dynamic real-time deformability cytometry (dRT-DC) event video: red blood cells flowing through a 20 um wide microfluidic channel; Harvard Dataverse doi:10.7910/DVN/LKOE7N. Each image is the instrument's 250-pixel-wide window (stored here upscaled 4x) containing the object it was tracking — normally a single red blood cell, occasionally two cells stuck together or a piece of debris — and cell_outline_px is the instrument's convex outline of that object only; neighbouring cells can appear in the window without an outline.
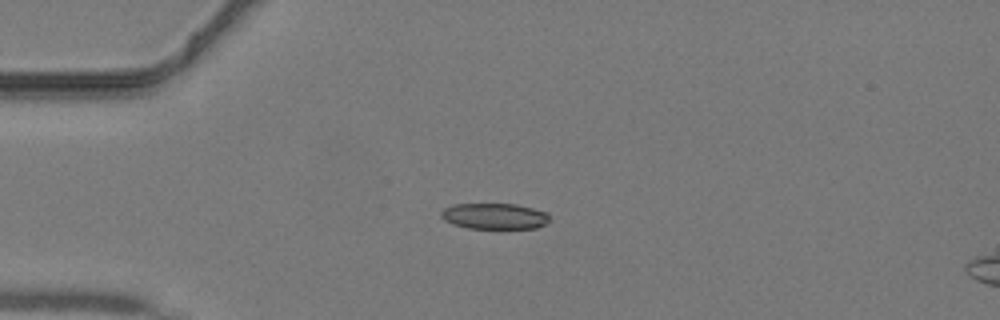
{"species": "common noctule bat (a hibernating species)", "species_latin": "Nyctalus noctula", "temperature_condition": "warm", "stored_images_in_passage": 33, "camera_frame_rate_fps": 3000, "um_per_image_px": 0.085, "animal": {"sex": "male", "body_mass_g": 19.2, "forearm_length_mm": 51.8}, "frame": {"image": 1, "passage_image": 1, "time_ms": 0.0, "image_size_px": [1000, 320], "cell_outline_px": [[552, 220], [548, 224], [536, 228], [468, 228], [452, 224], [444, 220], [440, 216], [440, 212], [444, 208], [452, 204], [516, 204], [548, 212]], "centroid_in_image_um": [42.07, 18.37], "position_along_channel_um": 42.9, "area_um2": 16.65}}
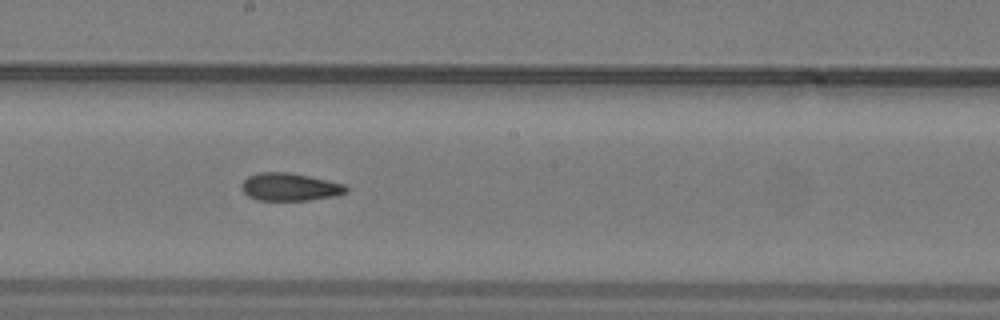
{"frame": {"image": 2, "passage_image": 14, "time_ms": 4.333, "image_size_px": [1000, 320], "cell_outline_px": [[348, 192], [336, 196], [308, 200], [260, 200], [248, 196], [240, 188], [240, 184], [248, 176], [256, 172], [288, 172], [328, 180], [344, 184], [348, 188]], "centroid_in_image_um": [24.62, 15.88], "position_along_channel_um": 223.6, "area_um2": 16.99}}
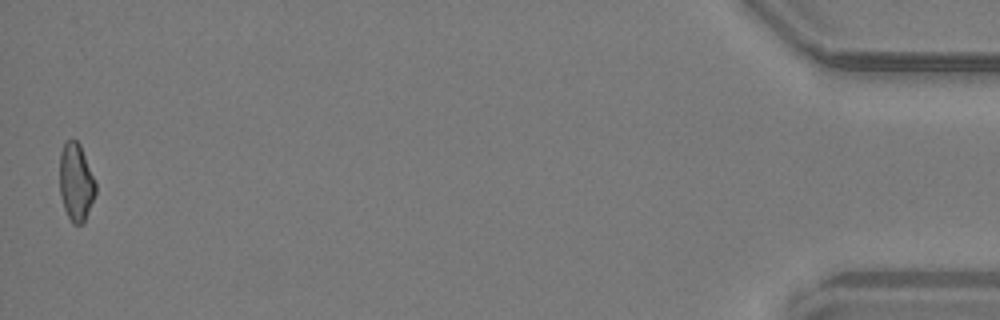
{"frame": {"image": 3, "passage_image": 33, "time_ms": 10.667, "image_size_px": [1000, 320], "cell_outline_px": [[96, 192], [84, 224], [72, 224], [64, 208], [60, 196], [60, 152], [64, 140], [76, 140], [80, 144], [96, 184]], "centroid_in_image_um": [6.45, 15.49], "position_along_channel_um": 428.8, "area_um2": 16.36}}